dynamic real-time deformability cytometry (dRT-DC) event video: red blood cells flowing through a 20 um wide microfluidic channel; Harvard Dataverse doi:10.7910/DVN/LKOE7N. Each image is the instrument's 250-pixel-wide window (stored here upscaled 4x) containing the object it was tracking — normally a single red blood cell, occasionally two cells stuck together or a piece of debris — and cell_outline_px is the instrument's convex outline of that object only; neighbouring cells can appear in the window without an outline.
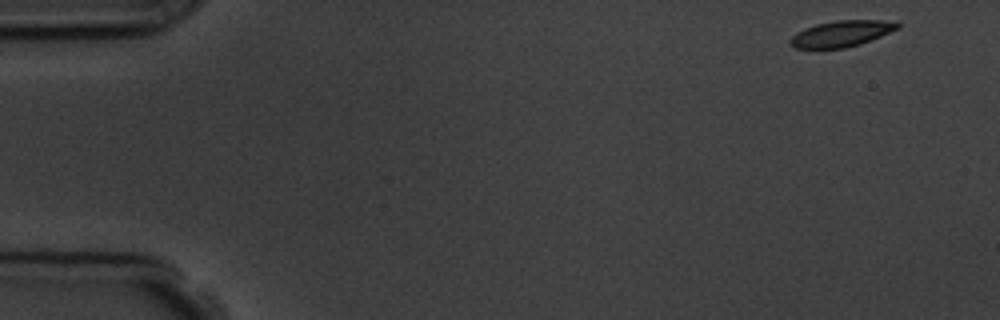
{"species": "common noctule bat (a hibernating species)", "species_latin": "Nyctalus noctula", "temperature_condition": "room temperature", "stored_images_in_passage": 4, "camera_frame_rate_fps": 3000, "um_per_image_px": 0.085, "animal": {"sex": "male", "body_mass_g": 19.5, "forearm_length_mm": 54.6}, "frame": {"image": 1, "passage_image": 1, "time_ms": 0.0, "image_size_px": [1000, 320], "cell_outline_px": [[900, 28], [860, 44], [844, 48], [796, 48], [788, 40], [796, 32], [804, 28], [816, 24], [836, 20], [896, 20], [900, 24]], "centroid_in_image_um": [71.56, 2.84], "position_along_channel_um": 13.4, "area_um2": 16.36}}
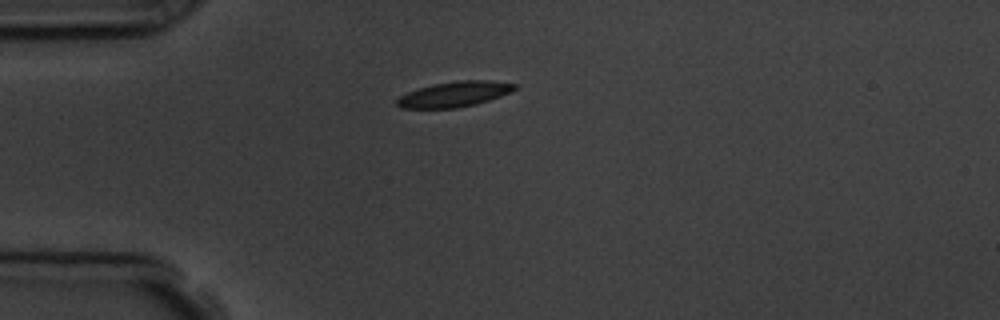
{"frame": {"image": 2, "passage_image": 4, "time_ms": 3.667, "image_size_px": [1000, 320], "cell_outline_px": [[520, 88], [500, 96], [476, 104], [456, 108], [400, 108], [396, 104], [396, 100], [400, 96], [408, 92], [432, 84], [460, 80], [488, 80], [520, 84]], "centroid_in_image_um": [38.67, 8.0], "position_along_channel_um": 46.3, "area_um2": 17.46}}